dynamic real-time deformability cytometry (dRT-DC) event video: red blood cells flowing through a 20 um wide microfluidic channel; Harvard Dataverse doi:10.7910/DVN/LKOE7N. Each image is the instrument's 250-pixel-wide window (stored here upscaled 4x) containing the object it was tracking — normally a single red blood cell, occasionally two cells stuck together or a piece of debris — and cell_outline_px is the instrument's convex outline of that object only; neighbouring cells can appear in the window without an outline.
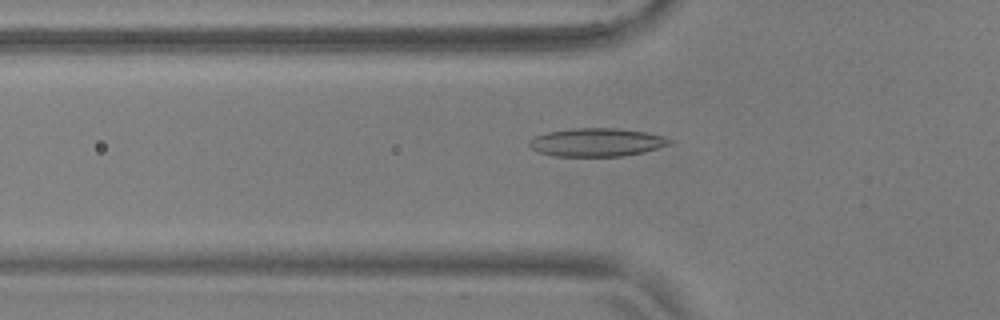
{"species": "common noctule bat (a hibernating species)", "species_latin": "Nyctalus noctula", "temperature_condition": "warm", "stored_images_in_passage": 55, "camera_frame_rate_fps": 3000, "um_per_image_px": 0.085, "animal": {"sex": "male", "body_mass_g": 17.9, "forearm_length_mm": 54.2}, "frame": {"image": 1, "passage_image": 19, "time_ms": 6.0, "image_size_px": [1000, 320], "cell_outline_px": [[672, 144], [644, 152], [620, 156], [556, 156], [540, 152], [532, 148], [528, 144], [528, 140], [536, 136], [548, 132], [572, 128], [616, 128], [644, 132], [664, 136], [672, 140]], "centroid_in_image_um": [50.74, 12.09], "position_along_channel_um": 75.1, "area_um2": 23.0}}
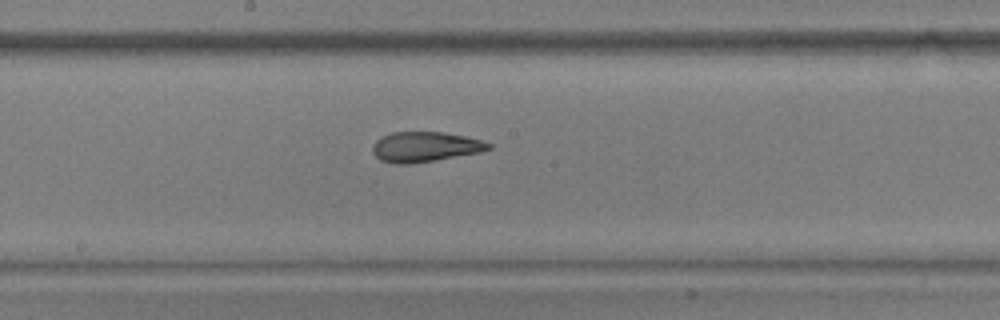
{"frame": {"image": 2, "passage_image": 30, "time_ms": 9.667, "image_size_px": [1000, 320], "cell_outline_px": [[492, 148], [480, 152], [408, 164], [392, 164], [380, 160], [372, 152], [372, 144], [380, 136], [392, 132], [444, 132], [464, 136], [480, 140], [492, 144]], "centroid_in_image_um": [36.07, 12.47], "position_along_channel_um": 212.1, "area_um2": 20.29}}
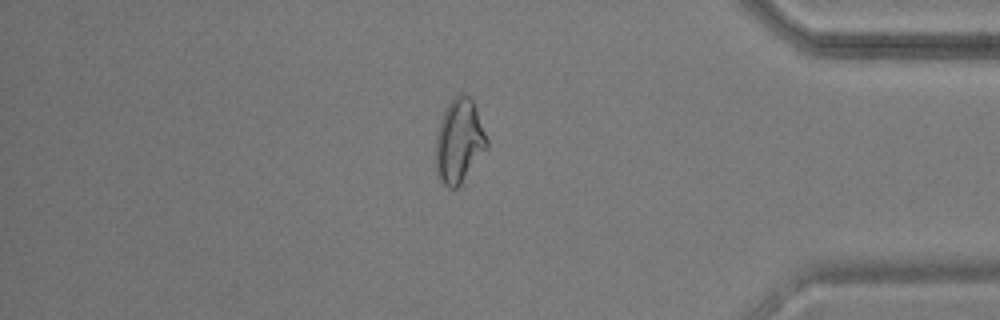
{"frame": {"image": 3, "passage_image": 47, "time_ms": 15.333, "image_size_px": [1000, 320], "cell_outline_px": [[488, 148], [460, 184], [456, 188], [448, 188], [440, 180], [436, 172], [436, 136], [440, 120], [448, 104], [460, 92], [468, 96], [472, 100], [488, 140]], "centroid_in_image_um": [39.02, 12.01], "position_along_channel_um": 396.2, "area_um2": 24.74}, "authors_computed_cell_mechanics": {"area_um2": 21.386, "velocity_mm_per_s": 3.7085, "shape_relaxation_time_tau1_ms": null, "shape_relaxation_time_tau2_ms": 1.3014, "deformation_change_tau1": null, "deformation_change_tau2": 0.0938}}